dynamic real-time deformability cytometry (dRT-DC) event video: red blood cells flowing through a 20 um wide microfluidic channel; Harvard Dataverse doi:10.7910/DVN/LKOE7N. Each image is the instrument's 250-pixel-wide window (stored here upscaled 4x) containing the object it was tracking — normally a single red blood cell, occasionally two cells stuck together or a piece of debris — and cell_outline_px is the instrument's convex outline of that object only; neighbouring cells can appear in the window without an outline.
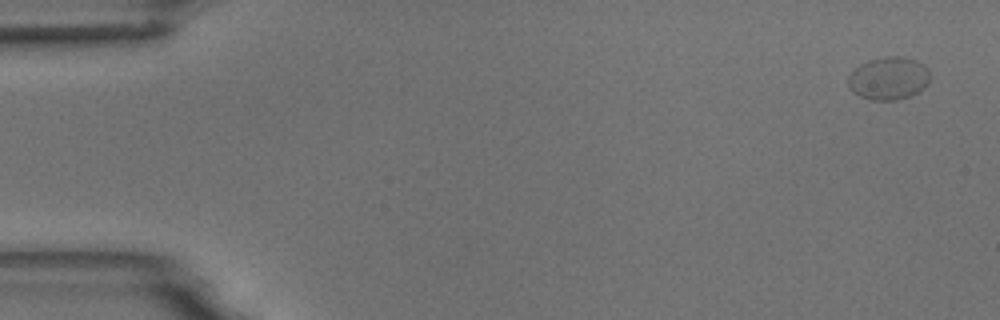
{"species": "common noctule bat (a hibernating species)", "species_latin": "Nyctalus noctula", "temperature_condition": "room temperature", "stored_images_in_passage": 5, "camera_frame_rate_fps": 3000, "um_per_image_px": 0.085, "animal": {"sex": "male", "body_mass_g": 18.8}, "frame": {"image": 1, "passage_image": 1, "time_ms": 0.0, "image_size_px": [1000, 320], "cell_outline_px": [[928, 84], [924, 88], [908, 96], [896, 100], [872, 100], [860, 96], [852, 92], [848, 84], [848, 76], [860, 64], [868, 60], [884, 56], [900, 56], [916, 60], [924, 64], [928, 68]], "centroid_in_image_um": [75.52, 6.65], "position_along_channel_um": 9.5, "area_um2": 20.4}}
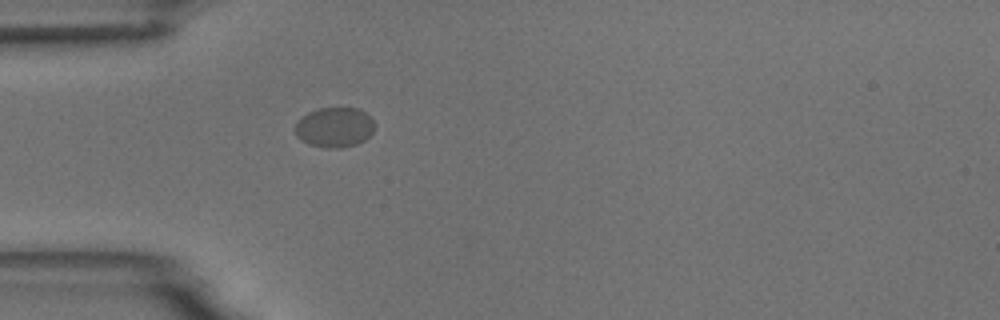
{"frame": {"image": 2, "passage_image": 5, "time_ms": 4.667, "image_size_px": [1000, 320], "cell_outline_px": [[376, 124], [372, 132], [364, 140], [356, 144], [340, 148], [328, 148], [308, 144], [296, 136], [296, 124], [308, 112], [320, 108], [360, 108]], "centroid_in_image_um": [28.45, 10.82], "position_along_channel_um": 56.5, "area_um2": 18.32}}